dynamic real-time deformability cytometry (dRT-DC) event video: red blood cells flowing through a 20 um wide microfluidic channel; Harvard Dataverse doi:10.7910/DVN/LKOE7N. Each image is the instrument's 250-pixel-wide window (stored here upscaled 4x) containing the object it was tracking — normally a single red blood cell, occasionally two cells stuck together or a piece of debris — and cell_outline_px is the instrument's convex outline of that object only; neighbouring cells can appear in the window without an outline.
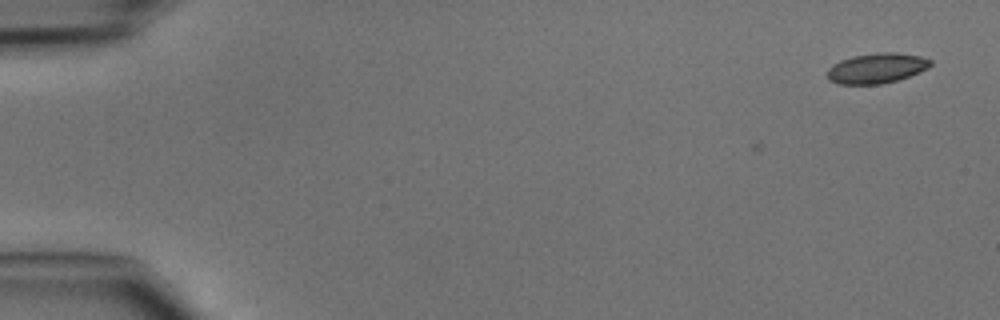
{"species": "common noctule bat (a hibernating species)", "species_latin": "Nyctalus noctula", "temperature_condition": "cold", "stored_images_in_passage": 2, "camera_frame_rate_fps": 3000, "um_per_image_px": 0.085, "animal": {"sex": "male", "body_mass_g": 15.6}, "frame": {"image": 1, "passage_image": 2, "time_ms": 0.333, "image_size_px": [1000, 320], "cell_outline_px": [[932, 64], [928, 68], [920, 72], [896, 80], [880, 84], [840, 84], [828, 80], [828, 68], [832, 64], [840, 60], [852, 56], [876, 52], [896, 52], [920, 56], [932, 60]], "centroid_in_image_um": [74.51, 5.78], "position_along_channel_um": 10.5, "area_um2": 18.21}}